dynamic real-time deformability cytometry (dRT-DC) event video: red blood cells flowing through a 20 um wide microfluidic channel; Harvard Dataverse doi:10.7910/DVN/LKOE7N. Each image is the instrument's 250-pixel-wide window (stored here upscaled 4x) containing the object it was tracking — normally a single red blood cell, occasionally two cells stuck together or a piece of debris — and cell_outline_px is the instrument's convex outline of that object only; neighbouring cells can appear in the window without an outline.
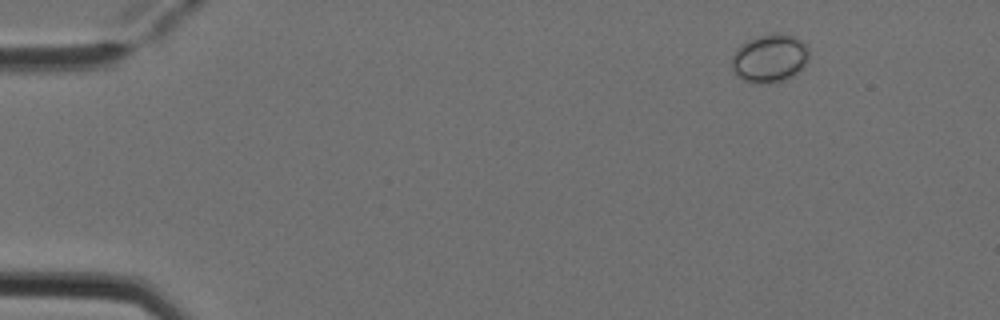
{"species": "Egyptian fruit bat (a non-hibernating species)", "species_latin": "Rousettus aegyptiacus", "temperature_condition": "cold", "stored_images_in_passage": 6, "camera_frame_rate_fps": 3000, "um_per_image_px": 0.085, "animal": {"sex": "female"}, "frame": {"image": 1, "passage_image": 2, "time_ms": 0.333, "image_size_px": [1000, 320], "cell_outline_px": [[808, 60], [804, 68], [792, 76], [784, 80], [768, 84], [752, 84], [736, 76], [732, 72], [732, 56], [736, 48], [740, 44], [756, 36], [772, 32], [776, 32], [792, 36], [800, 40], [808, 48]], "centroid_in_image_um": [65.39, 4.97], "position_along_channel_um": 19.6, "area_um2": 22.2}}
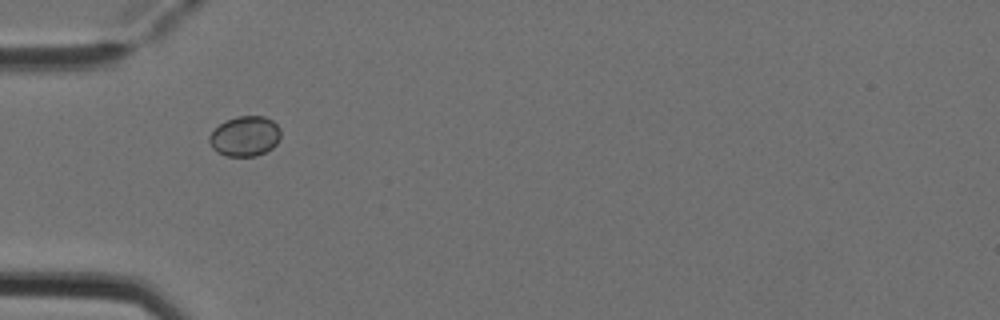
{"frame": {"image": 2, "passage_image": 5, "time_ms": 1.333, "image_size_px": [1000, 320], "cell_outline_px": [[280, 136], [276, 144], [272, 148], [256, 156], [224, 156], [216, 152], [212, 148], [208, 140], [208, 136], [220, 124], [236, 116], [264, 116], [272, 120], [280, 128]], "centroid_in_image_um": [20.81, 11.59], "position_along_channel_um": 64.2, "area_um2": 16.7}}
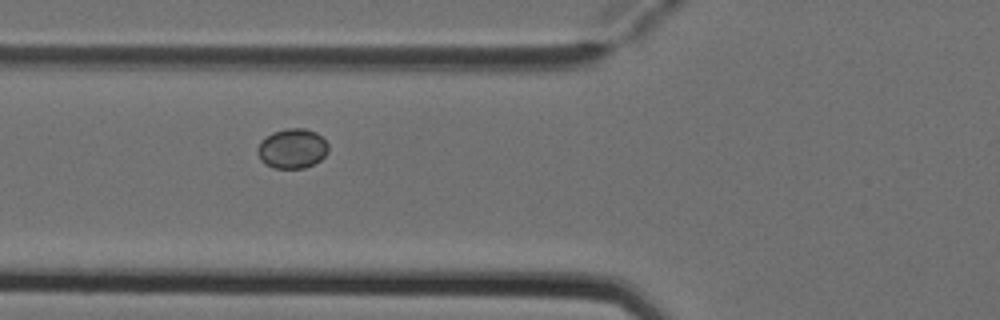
{"frame": {"image": 3, "passage_image": 6, "time_ms": 1.667, "image_size_px": [1000, 320], "cell_outline_px": [[328, 152], [320, 160], [304, 168], [272, 168], [264, 164], [260, 160], [256, 152], [256, 148], [260, 140], [272, 132], [288, 128], [304, 128], [316, 132], [328, 144]], "centroid_in_image_um": [24.79, 12.63], "position_along_channel_um": 101.0, "area_um2": 16.59}}